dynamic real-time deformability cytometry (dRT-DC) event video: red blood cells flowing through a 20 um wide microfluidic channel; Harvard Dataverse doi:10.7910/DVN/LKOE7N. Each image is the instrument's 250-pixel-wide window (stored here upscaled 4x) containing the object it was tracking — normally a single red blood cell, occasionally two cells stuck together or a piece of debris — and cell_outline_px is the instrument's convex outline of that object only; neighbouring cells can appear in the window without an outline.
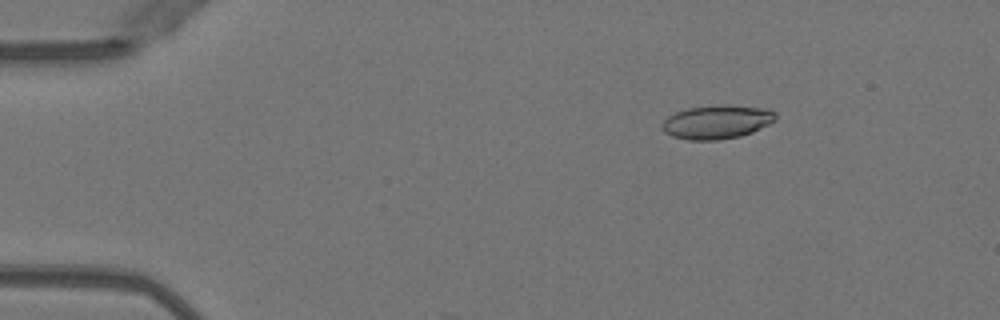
{"species": "Egyptian fruit bat (a non-hibernating species)", "species_latin": "Rousettus aegyptiacus", "temperature_condition": "warm", "stored_images_in_passage": 4, "camera_frame_rate_fps": 3000, "um_per_image_px": 0.085, "animal": {"sex": "female"}, "frame": {"image": 1, "passage_image": 1, "time_ms": 0.0, "image_size_px": [1000, 320], "cell_outline_px": [[776, 120], [752, 132], [740, 136], [720, 140], [688, 140], [672, 136], [664, 132], [660, 128], [664, 120], [668, 116], [676, 112], [688, 108], [728, 104], [764, 108], [776, 112]], "centroid_in_image_um": [60.92, 10.37], "position_along_channel_um": 24.1, "area_um2": 22.37}}